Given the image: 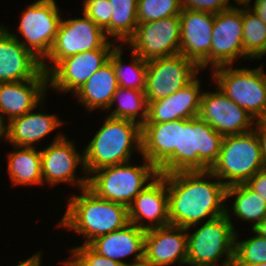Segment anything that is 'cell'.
<instances>
[{"label": "cell", "mask_w": 266, "mask_h": 266, "mask_svg": "<svg viewBox=\"0 0 266 266\" xmlns=\"http://www.w3.org/2000/svg\"><path fill=\"white\" fill-rule=\"evenodd\" d=\"M161 176L167 184L170 225L189 231L206 219L226 213L227 186L210 170L177 171ZM212 178L218 181H211Z\"/></svg>", "instance_id": "obj_1"}, {"label": "cell", "mask_w": 266, "mask_h": 266, "mask_svg": "<svg viewBox=\"0 0 266 266\" xmlns=\"http://www.w3.org/2000/svg\"><path fill=\"white\" fill-rule=\"evenodd\" d=\"M81 194L68 198L67 208L58 223L86 238L85 245L94 239L116 231L129 223L128 208L96 196L87 187ZM60 224V225H59Z\"/></svg>", "instance_id": "obj_2"}, {"label": "cell", "mask_w": 266, "mask_h": 266, "mask_svg": "<svg viewBox=\"0 0 266 266\" xmlns=\"http://www.w3.org/2000/svg\"><path fill=\"white\" fill-rule=\"evenodd\" d=\"M223 136L198 116L179 119L178 148L157 168L159 175L210 170L219 157Z\"/></svg>", "instance_id": "obj_3"}, {"label": "cell", "mask_w": 266, "mask_h": 266, "mask_svg": "<svg viewBox=\"0 0 266 266\" xmlns=\"http://www.w3.org/2000/svg\"><path fill=\"white\" fill-rule=\"evenodd\" d=\"M141 149V126L134 121L108 116L82 150L87 175L104 167L131 162L133 151L141 155Z\"/></svg>", "instance_id": "obj_4"}, {"label": "cell", "mask_w": 266, "mask_h": 266, "mask_svg": "<svg viewBox=\"0 0 266 266\" xmlns=\"http://www.w3.org/2000/svg\"><path fill=\"white\" fill-rule=\"evenodd\" d=\"M142 159L143 164L139 166L126 162L90 173L87 188L99 198L128 208L134 198L159 176L158 169L144 157Z\"/></svg>", "instance_id": "obj_5"}, {"label": "cell", "mask_w": 266, "mask_h": 266, "mask_svg": "<svg viewBox=\"0 0 266 266\" xmlns=\"http://www.w3.org/2000/svg\"><path fill=\"white\" fill-rule=\"evenodd\" d=\"M232 219L226 214L209 220L188 236V266H232L235 256V235ZM225 257L221 264L219 260ZM218 264V265H217Z\"/></svg>", "instance_id": "obj_6"}, {"label": "cell", "mask_w": 266, "mask_h": 266, "mask_svg": "<svg viewBox=\"0 0 266 266\" xmlns=\"http://www.w3.org/2000/svg\"><path fill=\"white\" fill-rule=\"evenodd\" d=\"M264 168L258 138L251 130L224 136L218 160L210 171L226 186L246 183Z\"/></svg>", "instance_id": "obj_7"}, {"label": "cell", "mask_w": 266, "mask_h": 266, "mask_svg": "<svg viewBox=\"0 0 266 266\" xmlns=\"http://www.w3.org/2000/svg\"><path fill=\"white\" fill-rule=\"evenodd\" d=\"M219 66L211 70L214 84L242 107L255 121L266 115V72L263 66L249 69Z\"/></svg>", "instance_id": "obj_8"}, {"label": "cell", "mask_w": 266, "mask_h": 266, "mask_svg": "<svg viewBox=\"0 0 266 266\" xmlns=\"http://www.w3.org/2000/svg\"><path fill=\"white\" fill-rule=\"evenodd\" d=\"M61 19L62 15L55 0H35L20 15L17 32L24 40L2 26L42 62L54 43Z\"/></svg>", "instance_id": "obj_9"}, {"label": "cell", "mask_w": 266, "mask_h": 266, "mask_svg": "<svg viewBox=\"0 0 266 266\" xmlns=\"http://www.w3.org/2000/svg\"><path fill=\"white\" fill-rule=\"evenodd\" d=\"M108 41L105 32L84 13L80 18L62 17L50 52L41 62L42 69L48 73L59 61L77 53L102 48Z\"/></svg>", "instance_id": "obj_10"}, {"label": "cell", "mask_w": 266, "mask_h": 266, "mask_svg": "<svg viewBox=\"0 0 266 266\" xmlns=\"http://www.w3.org/2000/svg\"><path fill=\"white\" fill-rule=\"evenodd\" d=\"M53 142L41 149L42 180L49 186L60 183L76 185L81 189L88 185V176L85 168L84 152L82 155L76 150L75 143L67 139L64 134H58ZM80 165L84 176H76ZM78 178V179H77Z\"/></svg>", "instance_id": "obj_11"}, {"label": "cell", "mask_w": 266, "mask_h": 266, "mask_svg": "<svg viewBox=\"0 0 266 266\" xmlns=\"http://www.w3.org/2000/svg\"><path fill=\"white\" fill-rule=\"evenodd\" d=\"M179 16L138 23L135 34L126 42L144 61L180 54Z\"/></svg>", "instance_id": "obj_12"}, {"label": "cell", "mask_w": 266, "mask_h": 266, "mask_svg": "<svg viewBox=\"0 0 266 266\" xmlns=\"http://www.w3.org/2000/svg\"><path fill=\"white\" fill-rule=\"evenodd\" d=\"M201 70L184 55L147 61L145 95L147 101L166 98L190 83Z\"/></svg>", "instance_id": "obj_13"}, {"label": "cell", "mask_w": 266, "mask_h": 266, "mask_svg": "<svg viewBox=\"0 0 266 266\" xmlns=\"http://www.w3.org/2000/svg\"><path fill=\"white\" fill-rule=\"evenodd\" d=\"M117 45L108 41L102 48L77 53L59 61L48 73V86L56 92L74 94L108 60Z\"/></svg>", "instance_id": "obj_14"}, {"label": "cell", "mask_w": 266, "mask_h": 266, "mask_svg": "<svg viewBox=\"0 0 266 266\" xmlns=\"http://www.w3.org/2000/svg\"><path fill=\"white\" fill-rule=\"evenodd\" d=\"M242 39V7L233 5L227 10L216 13L208 55L210 71L219 66L233 65L237 58L243 60Z\"/></svg>", "instance_id": "obj_15"}, {"label": "cell", "mask_w": 266, "mask_h": 266, "mask_svg": "<svg viewBox=\"0 0 266 266\" xmlns=\"http://www.w3.org/2000/svg\"><path fill=\"white\" fill-rule=\"evenodd\" d=\"M217 92H204L198 117L223 137L253 130L255 120L218 87Z\"/></svg>", "instance_id": "obj_16"}, {"label": "cell", "mask_w": 266, "mask_h": 266, "mask_svg": "<svg viewBox=\"0 0 266 266\" xmlns=\"http://www.w3.org/2000/svg\"><path fill=\"white\" fill-rule=\"evenodd\" d=\"M179 18L180 54L192 60L202 71L208 67L215 14L182 8Z\"/></svg>", "instance_id": "obj_17"}, {"label": "cell", "mask_w": 266, "mask_h": 266, "mask_svg": "<svg viewBox=\"0 0 266 266\" xmlns=\"http://www.w3.org/2000/svg\"><path fill=\"white\" fill-rule=\"evenodd\" d=\"M48 88V75L44 70L34 79L0 83V120L8 123L32 109L36 110L38 105L44 106Z\"/></svg>", "instance_id": "obj_18"}, {"label": "cell", "mask_w": 266, "mask_h": 266, "mask_svg": "<svg viewBox=\"0 0 266 266\" xmlns=\"http://www.w3.org/2000/svg\"><path fill=\"white\" fill-rule=\"evenodd\" d=\"M188 236L186 228L167 225L146 231L144 260L154 266L186 265Z\"/></svg>", "instance_id": "obj_19"}, {"label": "cell", "mask_w": 266, "mask_h": 266, "mask_svg": "<svg viewBox=\"0 0 266 266\" xmlns=\"http://www.w3.org/2000/svg\"><path fill=\"white\" fill-rule=\"evenodd\" d=\"M128 218L145 231L170 224L167 184L161 175L134 198ZM145 219L148 223H144Z\"/></svg>", "instance_id": "obj_20"}, {"label": "cell", "mask_w": 266, "mask_h": 266, "mask_svg": "<svg viewBox=\"0 0 266 266\" xmlns=\"http://www.w3.org/2000/svg\"><path fill=\"white\" fill-rule=\"evenodd\" d=\"M41 61L0 25V83L34 79Z\"/></svg>", "instance_id": "obj_21"}, {"label": "cell", "mask_w": 266, "mask_h": 266, "mask_svg": "<svg viewBox=\"0 0 266 266\" xmlns=\"http://www.w3.org/2000/svg\"><path fill=\"white\" fill-rule=\"evenodd\" d=\"M200 82L196 76L174 94L156 101H148V118L145 123H163L197 117L203 93Z\"/></svg>", "instance_id": "obj_22"}, {"label": "cell", "mask_w": 266, "mask_h": 266, "mask_svg": "<svg viewBox=\"0 0 266 266\" xmlns=\"http://www.w3.org/2000/svg\"><path fill=\"white\" fill-rule=\"evenodd\" d=\"M145 234V230L129 222L116 231L94 239L89 246L101 256L124 266H132L144 260ZM129 255H135L131 263L124 260Z\"/></svg>", "instance_id": "obj_23"}, {"label": "cell", "mask_w": 266, "mask_h": 266, "mask_svg": "<svg viewBox=\"0 0 266 266\" xmlns=\"http://www.w3.org/2000/svg\"><path fill=\"white\" fill-rule=\"evenodd\" d=\"M42 111L41 108V112L35 113L32 109L6 123V141L13 147L33 148L36 147L37 142L65 123L55 113L49 114Z\"/></svg>", "instance_id": "obj_24"}, {"label": "cell", "mask_w": 266, "mask_h": 266, "mask_svg": "<svg viewBox=\"0 0 266 266\" xmlns=\"http://www.w3.org/2000/svg\"><path fill=\"white\" fill-rule=\"evenodd\" d=\"M141 135L142 157L158 168L178 148L179 120L144 123Z\"/></svg>", "instance_id": "obj_25"}, {"label": "cell", "mask_w": 266, "mask_h": 266, "mask_svg": "<svg viewBox=\"0 0 266 266\" xmlns=\"http://www.w3.org/2000/svg\"><path fill=\"white\" fill-rule=\"evenodd\" d=\"M118 87L113 64L108 60L74 95L87 111L100 108L108 112L107 109Z\"/></svg>", "instance_id": "obj_26"}, {"label": "cell", "mask_w": 266, "mask_h": 266, "mask_svg": "<svg viewBox=\"0 0 266 266\" xmlns=\"http://www.w3.org/2000/svg\"><path fill=\"white\" fill-rule=\"evenodd\" d=\"M9 152L8 175L12 185H39L43 184L41 150L36 147H16Z\"/></svg>", "instance_id": "obj_27"}, {"label": "cell", "mask_w": 266, "mask_h": 266, "mask_svg": "<svg viewBox=\"0 0 266 266\" xmlns=\"http://www.w3.org/2000/svg\"><path fill=\"white\" fill-rule=\"evenodd\" d=\"M233 212H228L231 209L226 208L228 218L234 215L238 220L248 221L254 227L266 217V201L253 191L246 183L229 185L226 188V199L233 198Z\"/></svg>", "instance_id": "obj_28"}, {"label": "cell", "mask_w": 266, "mask_h": 266, "mask_svg": "<svg viewBox=\"0 0 266 266\" xmlns=\"http://www.w3.org/2000/svg\"><path fill=\"white\" fill-rule=\"evenodd\" d=\"M122 46L123 44H117L109 55V60L113 64L119 87L135 89L138 91H145L147 77V61H144L140 56H138L131 50L129 52H131L130 55L132 57V62L129 63V65H126V63L122 61Z\"/></svg>", "instance_id": "obj_29"}, {"label": "cell", "mask_w": 266, "mask_h": 266, "mask_svg": "<svg viewBox=\"0 0 266 266\" xmlns=\"http://www.w3.org/2000/svg\"><path fill=\"white\" fill-rule=\"evenodd\" d=\"M115 102H118V106L112 110ZM107 110H112L110 117L134 121L142 126L148 118L145 92L118 87Z\"/></svg>", "instance_id": "obj_30"}, {"label": "cell", "mask_w": 266, "mask_h": 266, "mask_svg": "<svg viewBox=\"0 0 266 266\" xmlns=\"http://www.w3.org/2000/svg\"><path fill=\"white\" fill-rule=\"evenodd\" d=\"M113 6L111 17V37L116 43L126 44L135 34L137 20V0H109Z\"/></svg>", "instance_id": "obj_31"}, {"label": "cell", "mask_w": 266, "mask_h": 266, "mask_svg": "<svg viewBox=\"0 0 266 266\" xmlns=\"http://www.w3.org/2000/svg\"><path fill=\"white\" fill-rule=\"evenodd\" d=\"M243 59L253 60L263 51L266 43V24L250 9L242 7ZM253 58V59H252Z\"/></svg>", "instance_id": "obj_32"}, {"label": "cell", "mask_w": 266, "mask_h": 266, "mask_svg": "<svg viewBox=\"0 0 266 266\" xmlns=\"http://www.w3.org/2000/svg\"><path fill=\"white\" fill-rule=\"evenodd\" d=\"M235 235V256L233 266H254L266 262V238L255 233L246 240H238Z\"/></svg>", "instance_id": "obj_33"}, {"label": "cell", "mask_w": 266, "mask_h": 266, "mask_svg": "<svg viewBox=\"0 0 266 266\" xmlns=\"http://www.w3.org/2000/svg\"><path fill=\"white\" fill-rule=\"evenodd\" d=\"M181 10V0H137L139 23L179 16Z\"/></svg>", "instance_id": "obj_34"}, {"label": "cell", "mask_w": 266, "mask_h": 266, "mask_svg": "<svg viewBox=\"0 0 266 266\" xmlns=\"http://www.w3.org/2000/svg\"><path fill=\"white\" fill-rule=\"evenodd\" d=\"M83 13L92 19L111 39L113 6L109 0H84Z\"/></svg>", "instance_id": "obj_35"}, {"label": "cell", "mask_w": 266, "mask_h": 266, "mask_svg": "<svg viewBox=\"0 0 266 266\" xmlns=\"http://www.w3.org/2000/svg\"><path fill=\"white\" fill-rule=\"evenodd\" d=\"M69 260L76 266H124L95 252L89 245H78L70 250Z\"/></svg>", "instance_id": "obj_36"}, {"label": "cell", "mask_w": 266, "mask_h": 266, "mask_svg": "<svg viewBox=\"0 0 266 266\" xmlns=\"http://www.w3.org/2000/svg\"><path fill=\"white\" fill-rule=\"evenodd\" d=\"M182 8L204 11L210 13H219L232 7L228 0H181Z\"/></svg>", "instance_id": "obj_37"}, {"label": "cell", "mask_w": 266, "mask_h": 266, "mask_svg": "<svg viewBox=\"0 0 266 266\" xmlns=\"http://www.w3.org/2000/svg\"><path fill=\"white\" fill-rule=\"evenodd\" d=\"M246 184L266 201V169L258 171Z\"/></svg>", "instance_id": "obj_38"}, {"label": "cell", "mask_w": 266, "mask_h": 266, "mask_svg": "<svg viewBox=\"0 0 266 266\" xmlns=\"http://www.w3.org/2000/svg\"><path fill=\"white\" fill-rule=\"evenodd\" d=\"M253 130L259 141L262 158L264 161V168L266 169V122L263 120H256Z\"/></svg>", "instance_id": "obj_39"}, {"label": "cell", "mask_w": 266, "mask_h": 266, "mask_svg": "<svg viewBox=\"0 0 266 266\" xmlns=\"http://www.w3.org/2000/svg\"><path fill=\"white\" fill-rule=\"evenodd\" d=\"M42 255L39 251L36 252L35 254H33L31 257H29L28 259H26L23 262H19V264L17 266H41V262H42Z\"/></svg>", "instance_id": "obj_40"}, {"label": "cell", "mask_w": 266, "mask_h": 266, "mask_svg": "<svg viewBox=\"0 0 266 266\" xmlns=\"http://www.w3.org/2000/svg\"><path fill=\"white\" fill-rule=\"evenodd\" d=\"M252 6H249L250 9L266 24V4Z\"/></svg>", "instance_id": "obj_41"}, {"label": "cell", "mask_w": 266, "mask_h": 266, "mask_svg": "<svg viewBox=\"0 0 266 266\" xmlns=\"http://www.w3.org/2000/svg\"><path fill=\"white\" fill-rule=\"evenodd\" d=\"M251 231V233H256L259 236L266 238V217L261 222H259Z\"/></svg>", "instance_id": "obj_42"}, {"label": "cell", "mask_w": 266, "mask_h": 266, "mask_svg": "<svg viewBox=\"0 0 266 266\" xmlns=\"http://www.w3.org/2000/svg\"><path fill=\"white\" fill-rule=\"evenodd\" d=\"M3 137L6 140V137H7L6 124L2 120H0V142H1V138L3 139Z\"/></svg>", "instance_id": "obj_43"}, {"label": "cell", "mask_w": 266, "mask_h": 266, "mask_svg": "<svg viewBox=\"0 0 266 266\" xmlns=\"http://www.w3.org/2000/svg\"><path fill=\"white\" fill-rule=\"evenodd\" d=\"M231 1H234V4L237 3L239 4V6H246V5H250V1L251 0H231ZM229 2V0H228Z\"/></svg>", "instance_id": "obj_44"}, {"label": "cell", "mask_w": 266, "mask_h": 266, "mask_svg": "<svg viewBox=\"0 0 266 266\" xmlns=\"http://www.w3.org/2000/svg\"><path fill=\"white\" fill-rule=\"evenodd\" d=\"M132 266H154V265H152V264L146 262L145 260H143V261H140V262H137V263L133 264Z\"/></svg>", "instance_id": "obj_45"}, {"label": "cell", "mask_w": 266, "mask_h": 266, "mask_svg": "<svg viewBox=\"0 0 266 266\" xmlns=\"http://www.w3.org/2000/svg\"><path fill=\"white\" fill-rule=\"evenodd\" d=\"M61 264L64 266H76L69 259L65 260L64 262L62 261Z\"/></svg>", "instance_id": "obj_46"}, {"label": "cell", "mask_w": 266, "mask_h": 266, "mask_svg": "<svg viewBox=\"0 0 266 266\" xmlns=\"http://www.w3.org/2000/svg\"><path fill=\"white\" fill-rule=\"evenodd\" d=\"M266 4V0H254L253 5H264Z\"/></svg>", "instance_id": "obj_47"}, {"label": "cell", "mask_w": 266, "mask_h": 266, "mask_svg": "<svg viewBox=\"0 0 266 266\" xmlns=\"http://www.w3.org/2000/svg\"><path fill=\"white\" fill-rule=\"evenodd\" d=\"M266 54V43H265V46H264V49L263 51L256 57L258 59L261 60V58Z\"/></svg>", "instance_id": "obj_48"}, {"label": "cell", "mask_w": 266, "mask_h": 266, "mask_svg": "<svg viewBox=\"0 0 266 266\" xmlns=\"http://www.w3.org/2000/svg\"><path fill=\"white\" fill-rule=\"evenodd\" d=\"M254 266H266V262L259 263V264H257V265H254Z\"/></svg>", "instance_id": "obj_49"}, {"label": "cell", "mask_w": 266, "mask_h": 266, "mask_svg": "<svg viewBox=\"0 0 266 266\" xmlns=\"http://www.w3.org/2000/svg\"><path fill=\"white\" fill-rule=\"evenodd\" d=\"M264 122H266V115H265V117L262 119Z\"/></svg>", "instance_id": "obj_50"}]
</instances>
